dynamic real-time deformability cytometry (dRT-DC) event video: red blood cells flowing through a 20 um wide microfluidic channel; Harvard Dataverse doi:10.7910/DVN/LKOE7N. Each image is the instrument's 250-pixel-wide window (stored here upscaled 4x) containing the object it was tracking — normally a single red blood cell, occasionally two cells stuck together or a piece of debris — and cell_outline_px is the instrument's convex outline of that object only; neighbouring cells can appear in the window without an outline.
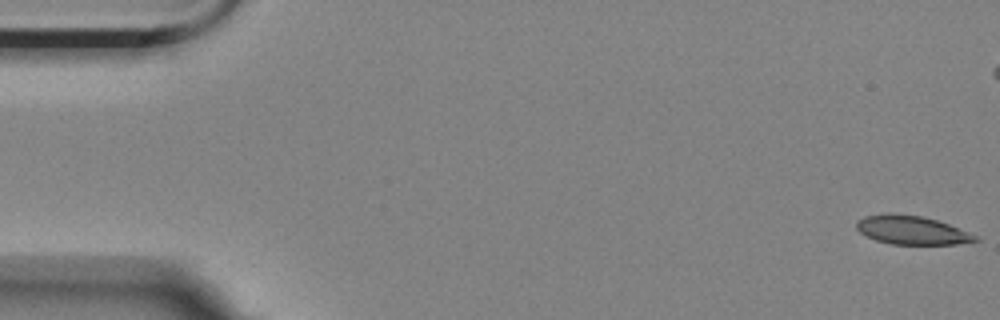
{"species": "Egyptian fruit bat (a non-hibernating species)", "species_latin": "Rousettus aegyptiacus", "temperature_condition": "room temperature", "stored_images_in_passage": 4, "segment_of_instrument_passage": [2, 2], "camera_frame_rate_fps": 3000, "um_per_image_px": 0.085, "animal": {"sex": "female"}, "frame": {"image": 1, "passage_image": 4, "time_ms": 1.0, "image_size_px": [1000, 320], "cell_outline_px": [[980, 240], [956, 244], [892, 244], [876, 240], [860, 232], [856, 228], [856, 220], [864, 216], [892, 212], [924, 216], [948, 224], [976, 236]], "centroid_in_image_um": [77.44, 19.54], "position_along_channel_um": 7.6, "area_um2": 19.77}}